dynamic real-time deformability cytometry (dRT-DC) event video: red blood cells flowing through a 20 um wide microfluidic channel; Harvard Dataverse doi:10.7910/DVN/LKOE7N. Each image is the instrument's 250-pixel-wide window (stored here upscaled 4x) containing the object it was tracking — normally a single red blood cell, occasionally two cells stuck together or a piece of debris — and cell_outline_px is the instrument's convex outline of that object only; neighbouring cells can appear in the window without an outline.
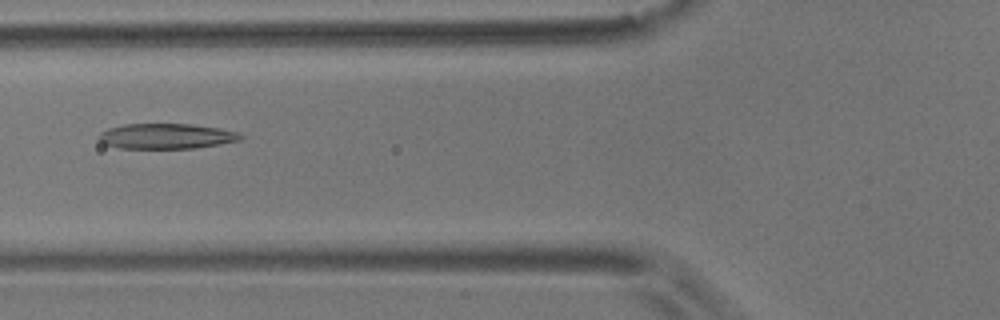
{"species": "common noctule bat (a hibernating species)", "species_latin": "Nyctalus noctula", "temperature_condition": "room temperature", "stored_images_in_passage": 9, "camera_frame_rate_fps": 3000, "um_per_image_px": 0.085, "animal": {"sex": "male", "body_mass_g": 17.9}, "frame": {"image": 1, "passage_image": 6, "time_ms": 1.667, "image_size_px": [1000, 320], "cell_outline_px": [[244, 136], [240, 140], [220, 144], [196, 148], [120, 148], [104, 144], [100, 140], [100, 132], [108, 128], [124, 124], [192, 124], [220, 128], [236, 132]], "centroid_in_image_um": [14.15, 11.57], "position_along_channel_um": 111.7, "area_um2": 20.81}}
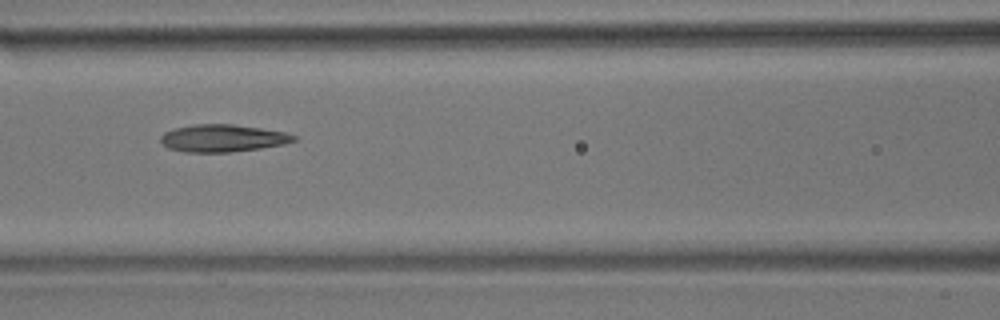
{"frame": {"image": 2, "passage_image": 7, "time_ms": 2.0, "image_size_px": [1000, 320], "cell_outline_px": [[296, 140], [284, 144], [260, 148], [228, 152], [184, 152], [168, 148], [160, 140], [160, 136], [164, 132], [176, 128], [192, 124], [232, 124], [260, 128], [284, 132], [296, 136]], "centroid_in_image_um": [18.9, 11.74], "position_along_channel_um": 147.7, "area_um2": 21.1}}
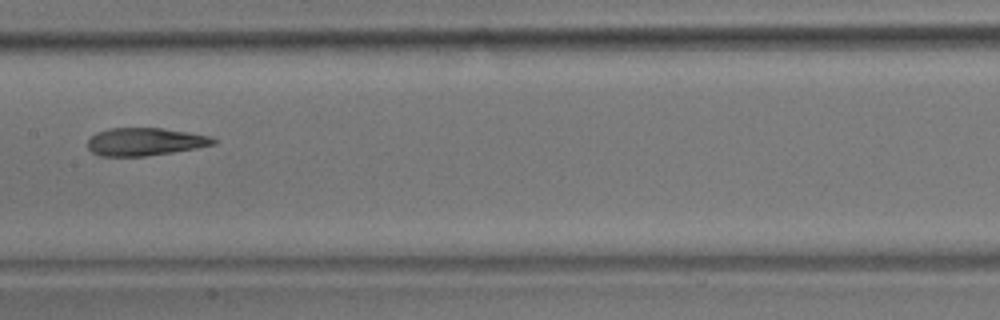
{"frame": {"image": 3, "passage_image": 8, "time_ms": 2.333, "image_size_px": [1000, 320], "cell_outline_px": [[216, 144], [196, 148], [172, 152], [144, 156], [100, 156], [92, 152], [88, 148], [88, 140], [96, 132], [108, 128], [160, 128], [188, 132], [208, 136], [216, 140]], "centroid_in_image_um": [12.29, 12.04], "position_along_channel_um": 195.1, "area_um2": 20.23}}